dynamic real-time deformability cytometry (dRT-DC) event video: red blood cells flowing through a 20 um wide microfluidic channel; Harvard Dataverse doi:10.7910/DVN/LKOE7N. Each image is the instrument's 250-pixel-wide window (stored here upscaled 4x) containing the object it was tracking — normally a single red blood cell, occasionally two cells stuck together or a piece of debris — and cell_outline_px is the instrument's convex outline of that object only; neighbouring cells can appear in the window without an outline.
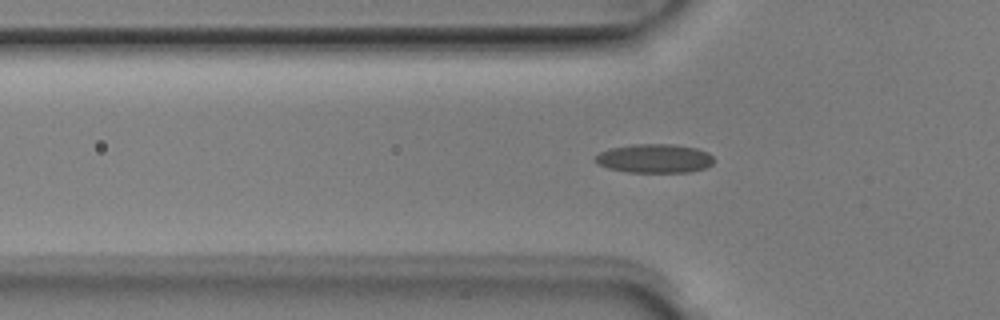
{"species": "Egyptian fruit bat (a non-hibernating species)", "species_latin": "Rousettus aegyptiacus", "temperature_condition": "room temperature", "stored_images_in_passage": 42, "camera_frame_rate_fps": 3000, "um_per_image_px": 0.085, "animal": {"sex": "male"}, "frame": {"image": 1, "passage_image": 7, "time_ms": 2.0, "image_size_px": [1000, 320], "cell_outline_px": [[712, 164], [704, 168], [688, 172], [628, 172], [608, 168], [596, 164], [592, 160], [592, 156], [608, 148], [632, 144], [676, 144], [696, 148], [708, 152], [712, 156]], "centroid_in_image_um": [55.55, 13.46], "position_along_channel_um": 70.2, "area_um2": 20.23}}
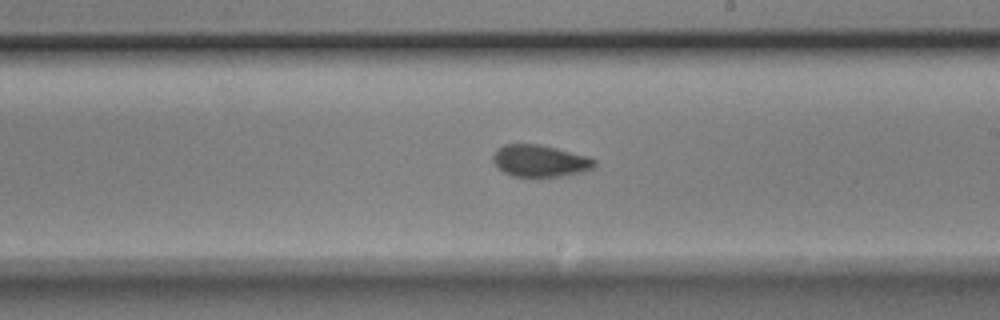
{"frame": {"image": 2, "passage_image": 20, "time_ms": 6.333, "image_size_px": [1000, 320], "cell_outline_px": [[596, 168], [584, 172], [540, 180], [512, 176], [504, 172], [492, 160], [492, 156], [496, 148], [504, 144], [540, 144], [588, 156], [596, 160]], "centroid_in_image_um": [45.92, 13.72], "position_along_channel_um": 243.1, "area_um2": 19.71}}
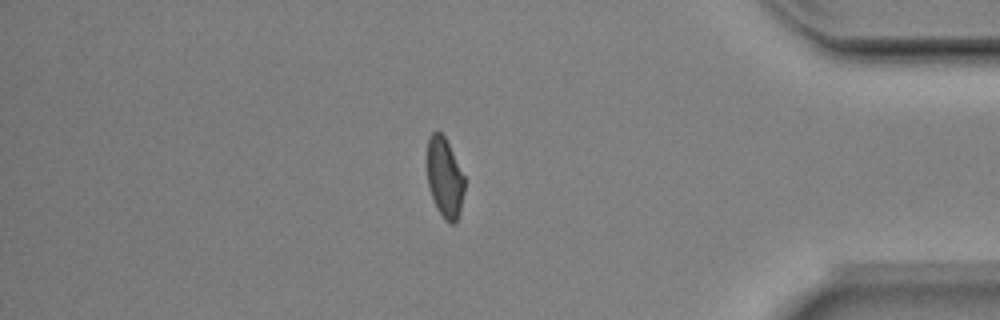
{"frame": {"image": 3, "passage_image": 34, "time_ms": 11.0, "image_size_px": [1000, 320], "cell_outline_px": [[464, 192], [460, 212], [456, 220], [452, 224], [448, 224], [444, 220], [436, 208], [428, 184], [428, 136], [432, 132], [440, 132], [444, 136], [464, 176]], "centroid_in_image_um": [37.8, 15.15], "position_along_channel_um": 397.4, "area_um2": 17.17}, "authors_computed_cell_mechanics": {"area_um2": 18.9873, "velocity_mm_per_s": 3.9872, "shape_relaxation_time_tau1_ms": 7.112, "shape_relaxation_time_tau2_ms": 1.4115, "deformation_change_tau1": 0.1602, "deformation_change_tau2": 0.0545}}